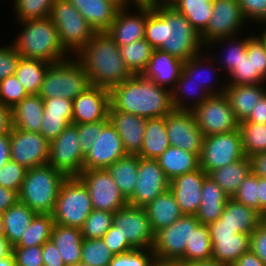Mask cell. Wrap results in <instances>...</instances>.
Returning <instances> with one entry per match:
<instances>
[{
    "mask_svg": "<svg viewBox=\"0 0 266 266\" xmlns=\"http://www.w3.org/2000/svg\"><path fill=\"white\" fill-rule=\"evenodd\" d=\"M165 125L170 146L192 152L200 157L204 136L196 124L192 111L174 109L165 116Z\"/></svg>",
    "mask_w": 266,
    "mask_h": 266,
    "instance_id": "obj_18",
    "label": "cell"
},
{
    "mask_svg": "<svg viewBox=\"0 0 266 266\" xmlns=\"http://www.w3.org/2000/svg\"><path fill=\"white\" fill-rule=\"evenodd\" d=\"M18 23L22 24V31L11 44L21 57L52 64L71 56L61 44L57 28L50 17Z\"/></svg>",
    "mask_w": 266,
    "mask_h": 266,
    "instance_id": "obj_4",
    "label": "cell"
},
{
    "mask_svg": "<svg viewBox=\"0 0 266 266\" xmlns=\"http://www.w3.org/2000/svg\"><path fill=\"white\" fill-rule=\"evenodd\" d=\"M262 220L263 215L260 212L230 198L220 218L209 225H228L237 233L251 235Z\"/></svg>",
    "mask_w": 266,
    "mask_h": 266,
    "instance_id": "obj_25",
    "label": "cell"
},
{
    "mask_svg": "<svg viewBox=\"0 0 266 266\" xmlns=\"http://www.w3.org/2000/svg\"><path fill=\"white\" fill-rule=\"evenodd\" d=\"M169 146L165 117L147 118L143 144L138 156L145 159H157Z\"/></svg>",
    "mask_w": 266,
    "mask_h": 266,
    "instance_id": "obj_33",
    "label": "cell"
},
{
    "mask_svg": "<svg viewBox=\"0 0 266 266\" xmlns=\"http://www.w3.org/2000/svg\"><path fill=\"white\" fill-rule=\"evenodd\" d=\"M71 124L72 118L43 117L40 134L50 143Z\"/></svg>",
    "mask_w": 266,
    "mask_h": 266,
    "instance_id": "obj_61",
    "label": "cell"
},
{
    "mask_svg": "<svg viewBox=\"0 0 266 266\" xmlns=\"http://www.w3.org/2000/svg\"><path fill=\"white\" fill-rule=\"evenodd\" d=\"M236 37H240V36H235V37H227V38H219V39H215L211 42H209L208 44H206L205 47V50H211V49H215L214 48V45H217V44H223V45H227L228 48L227 50L228 51H224L226 53H223L224 57L222 56V59L219 61V64H220V67L218 65L217 68H215L216 70L221 69V66H222V70L223 72L227 71V74H229L234 67H236V65L239 64V62L241 61V58H242V53L246 52L247 51V38H243V40L240 38V39H237ZM234 39V40H233ZM225 42V44L223 43ZM229 42V43H228ZM213 45V46H211ZM213 47V48H211ZM211 48V49H210ZM226 54V55H225Z\"/></svg>",
    "mask_w": 266,
    "mask_h": 266,
    "instance_id": "obj_46",
    "label": "cell"
},
{
    "mask_svg": "<svg viewBox=\"0 0 266 266\" xmlns=\"http://www.w3.org/2000/svg\"><path fill=\"white\" fill-rule=\"evenodd\" d=\"M78 178L88 189L93 209L115 213L128 204L107 169L83 170Z\"/></svg>",
    "mask_w": 266,
    "mask_h": 266,
    "instance_id": "obj_12",
    "label": "cell"
},
{
    "mask_svg": "<svg viewBox=\"0 0 266 266\" xmlns=\"http://www.w3.org/2000/svg\"><path fill=\"white\" fill-rule=\"evenodd\" d=\"M0 236H5L4 222L1 213H0Z\"/></svg>",
    "mask_w": 266,
    "mask_h": 266,
    "instance_id": "obj_79",
    "label": "cell"
},
{
    "mask_svg": "<svg viewBox=\"0 0 266 266\" xmlns=\"http://www.w3.org/2000/svg\"><path fill=\"white\" fill-rule=\"evenodd\" d=\"M246 157L266 152V124L239 122Z\"/></svg>",
    "mask_w": 266,
    "mask_h": 266,
    "instance_id": "obj_45",
    "label": "cell"
},
{
    "mask_svg": "<svg viewBox=\"0 0 266 266\" xmlns=\"http://www.w3.org/2000/svg\"><path fill=\"white\" fill-rule=\"evenodd\" d=\"M172 6L200 35L206 30L212 16L213 0H177Z\"/></svg>",
    "mask_w": 266,
    "mask_h": 266,
    "instance_id": "obj_41",
    "label": "cell"
},
{
    "mask_svg": "<svg viewBox=\"0 0 266 266\" xmlns=\"http://www.w3.org/2000/svg\"><path fill=\"white\" fill-rule=\"evenodd\" d=\"M153 50L151 44L145 39L119 46L122 60L133 75H141L145 71Z\"/></svg>",
    "mask_w": 266,
    "mask_h": 266,
    "instance_id": "obj_42",
    "label": "cell"
},
{
    "mask_svg": "<svg viewBox=\"0 0 266 266\" xmlns=\"http://www.w3.org/2000/svg\"><path fill=\"white\" fill-rule=\"evenodd\" d=\"M108 110L143 118L165 117L174 110L171 90L141 75H133L110 90Z\"/></svg>",
    "mask_w": 266,
    "mask_h": 266,
    "instance_id": "obj_2",
    "label": "cell"
},
{
    "mask_svg": "<svg viewBox=\"0 0 266 266\" xmlns=\"http://www.w3.org/2000/svg\"><path fill=\"white\" fill-rule=\"evenodd\" d=\"M108 119L120 135L127 155H138L143 144L146 118L119 110H108Z\"/></svg>",
    "mask_w": 266,
    "mask_h": 266,
    "instance_id": "obj_23",
    "label": "cell"
},
{
    "mask_svg": "<svg viewBox=\"0 0 266 266\" xmlns=\"http://www.w3.org/2000/svg\"><path fill=\"white\" fill-rule=\"evenodd\" d=\"M212 257L232 266L244 253L250 251L251 235L237 233L233 237L211 239Z\"/></svg>",
    "mask_w": 266,
    "mask_h": 266,
    "instance_id": "obj_37",
    "label": "cell"
},
{
    "mask_svg": "<svg viewBox=\"0 0 266 266\" xmlns=\"http://www.w3.org/2000/svg\"><path fill=\"white\" fill-rule=\"evenodd\" d=\"M56 0H14L15 15L18 22L41 19L50 16Z\"/></svg>",
    "mask_w": 266,
    "mask_h": 266,
    "instance_id": "obj_50",
    "label": "cell"
},
{
    "mask_svg": "<svg viewBox=\"0 0 266 266\" xmlns=\"http://www.w3.org/2000/svg\"><path fill=\"white\" fill-rule=\"evenodd\" d=\"M95 32L106 31L121 6L114 0H69Z\"/></svg>",
    "mask_w": 266,
    "mask_h": 266,
    "instance_id": "obj_26",
    "label": "cell"
},
{
    "mask_svg": "<svg viewBox=\"0 0 266 266\" xmlns=\"http://www.w3.org/2000/svg\"><path fill=\"white\" fill-rule=\"evenodd\" d=\"M12 127V109L0 101V136L10 134Z\"/></svg>",
    "mask_w": 266,
    "mask_h": 266,
    "instance_id": "obj_67",
    "label": "cell"
},
{
    "mask_svg": "<svg viewBox=\"0 0 266 266\" xmlns=\"http://www.w3.org/2000/svg\"><path fill=\"white\" fill-rule=\"evenodd\" d=\"M106 169L112 176L120 192L128 199L135 190L138 172V155H127L118 159Z\"/></svg>",
    "mask_w": 266,
    "mask_h": 266,
    "instance_id": "obj_39",
    "label": "cell"
},
{
    "mask_svg": "<svg viewBox=\"0 0 266 266\" xmlns=\"http://www.w3.org/2000/svg\"><path fill=\"white\" fill-rule=\"evenodd\" d=\"M36 214L20 201L2 213L5 237L12 247L20 241Z\"/></svg>",
    "mask_w": 266,
    "mask_h": 266,
    "instance_id": "obj_36",
    "label": "cell"
},
{
    "mask_svg": "<svg viewBox=\"0 0 266 266\" xmlns=\"http://www.w3.org/2000/svg\"><path fill=\"white\" fill-rule=\"evenodd\" d=\"M259 34L247 37V53H253L254 71L266 82V38Z\"/></svg>",
    "mask_w": 266,
    "mask_h": 266,
    "instance_id": "obj_53",
    "label": "cell"
},
{
    "mask_svg": "<svg viewBox=\"0 0 266 266\" xmlns=\"http://www.w3.org/2000/svg\"><path fill=\"white\" fill-rule=\"evenodd\" d=\"M212 257V243L208 225L200 224L192 231L190 242L185 247V254L178 262H197Z\"/></svg>",
    "mask_w": 266,
    "mask_h": 266,
    "instance_id": "obj_44",
    "label": "cell"
},
{
    "mask_svg": "<svg viewBox=\"0 0 266 266\" xmlns=\"http://www.w3.org/2000/svg\"><path fill=\"white\" fill-rule=\"evenodd\" d=\"M184 61L159 49L153 50L142 75L158 86L172 90L182 74Z\"/></svg>",
    "mask_w": 266,
    "mask_h": 266,
    "instance_id": "obj_24",
    "label": "cell"
},
{
    "mask_svg": "<svg viewBox=\"0 0 266 266\" xmlns=\"http://www.w3.org/2000/svg\"><path fill=\"white\" fill-rule=\"evenodd\" d=\"M154 233L170 226L184 214L177 204L173 193L168 189L158 195L151 203L144 207Z\"/></svg>",
    "mask_w": 266,
    "mask_h": 266,
    "instance_id": "obj_31",
    "label": "cell"
},
{
    "mask_svg": "<svg viewBox=\"0 0 266 266\" xmlns=\"http://www.w3.org/2000/svg\"><path fill=\"white\" fill-rule=\"evenodd\" d=\"M109 120H101L94 123H85L75 125L80 141L81 153L85 156L90 150L92 144L96 141L98 133H101L102 127Z\"/></svg>",
    "mask_w": 266,
    "mask_h": 266,
    "instance_id": "obj_56",
    "label": "cell"
},
{
    "mask_svg": "<svg viewBox=\"0 0 266 266\" xmlns=\"http://www.w3.org/2000/svg\"><path fill=\"white\" fill-rule=\"evenodd\" d=\"M50 63L38 59L20 58L15 76L28 95L38 94Z\"/></svg>",
    "mask_w": 266,
    "mask_h": 266,
    "instance_id": "obj_40",
    "label": "cell"
},
{
    "mask_svg": "<svg viewBox=\"0 0 266 266\" xmlns=\"http://www.w3.org/2000/svg\"><path fill=\"white\" fill-rule=\"evenodd\" d=\"M113 212L93 209L81 229L83 239H100L113 224Z\"/></svg>",
    "mask_w": 266,
    "mask_h": 266,
    "instance_id": "obj_49",
    "label": "cell"
},
{
    "mask_svg": "<svg viewBox=\"0 0 266 266\" xmlns=\"http://www.w3.org/2000/svg\"><path fill=\"white\" fill-rule=\"evenodd\" d=\"M92 210L85 184L78 177H67L60 186L52 212L55 224L81 228Z\"/></svg>",
    "mask_w": 266,
    "mask_h": 266,
    "instance_id": "obj_7",
    "label": "cell"
},
{
    "mask_svg": "<svg viewBox=\"0 0 266 266\" xmlns=\"http://www.w3.org/2000/svg\"><path fill=\"white\" fill-rule=\"evenodd\" d=\"M12 252V246L5 236H0V258L8 256Z\"/></svg>",
    "mask_w": 266,
    "mask_h": 266,
    "instance_id": "obj_75",
    "label": "cell"
},
{
    "mask_svg": "<svg viewBox=\"0 0 266 266\" xmlns=\"http://www.w3.org/2000/svg\"><path fill=\"white\" fill-rule=\"evenodd\" d=\"M49 17L57 28L61 44L72 56L77 55L95 33L69 0H56Z\"/></svg>",
    "mask_w": 266,
    "mask_h": 266,
    "instance_id": "obj_8",
    "label": "cell"
},
{
    "mask_svg": "<svg viewBox=\"0 0 266 266\" xmlns=\"http://www.w3.org/2000/svg\"><path fill=\"white\" fill-rule=\"evenodd\" d=\"M208 174L201 168L169 181V190L184 215H196L202 199V185Z\"/></svg>",
    "mask_w": 266,
    "mask_h": 266,
    "instance_id": "obj_22",
    "label": "cell"
},
{
    "mask_svg": "<svg viewBox=\"0 0 266 266\" xmlns=\"http://www.w3.org/2000/svg\"><path fill=\"white\" fill-rule=\"evenodd\" d=\"M16 266H43L42 246L12 248Z\"/></svg>",
    "mask_w": 266,
    "mask_h": 266,
    "instance_id": "obj_59",
    "label": "cell"
},
{
    "mask_svg": "<svg viewBox=\"0 0 266 266\" xmlns=\"http://www.w3.org/2000/svg\"><path fill=\"white\" fill-rule=\"evenodd\" d=\"M144 39L154 50L167 52L183 61L205 52L200 33L173 6H148Z\"/></svg>",
    "mask_w": 266,
    "mask_h": 266,
    "instance_id": "obj_1",
    "label": "cell"
},
{
    "mask_svg": "<svg viewBox=\"0 0 266 266\" xmlns=\"http://www.w3.org/2000/svg\"><path fill=\"white\" fill-rule=\"evenodd\" d=\"M177 0H141L139 3L151 7L172 6Z\"/></svg>",
    "mask_w": 266,
    "mask_h": 266,
    "instance_id": "obj_74",
    "label": "cell"
},
{
    "mask_svg": "<svg viewBox=\"0 0 266 266\" xmlns=\"http://www.w3.org/2000/svg\"><path fill=\"white\" fill-rule=\"evenodd\" d=\"M229 199L220 186L207 175L202 185V199L196 218L204 225L217 221Z\"/></svg>",
    "mask_w": 266,
    "mask_h": 266,
    "instance_id": "obj_28",
    "label": "cell"
},
{
    "mask_svg": "<svg viewBox=\"0 0 266 266\" xmlns=\"http://www.w3.org/2000/svg\"><path fill=\"white\" fill-rule=\"evenodd\" d=\"M18 201V193L0 186V213H4Z\"/></svg>",
    "mask_w": 266,
    "mask_h": 266,
    "instance_id": "obj_66",
    "label": "cell"
},
{
    "mask_svg": "<svg viewBox=\"0 0 266 266\" xmlns=\"http://www.w3.org/2000/svg\"><path fill=\"white\" fill-rule=\"evenodd\" d=\"M109 106L110 90L91 85L72 100V124L109 120Z\"/></svg>",
    "mask_w": 266,
    "mask_h": 266,
    "instance_id": "obj_21",
    "label": "cell"
},
{
    "mask_svg": "<svg viewBox=\"0 0 266 266\" xmlns=\"http://www.w3.org/2000/svg\"><path fill=\"white\" fill-rule=\"evenodd\" d=\"M155 258L152 249H133L115 255L109 266H149Z\"/></svg>",
    "mask_w": 266,
    "mask_h": 266,
    "instance_id": "obj_54",
    "label": "cell"
},
{
    "mask_svg": "<svg viewBox=\"0 0 266 266\" xmlns=\"http://www.w3.org/2000/svg\"><path fill=\"white\" fill-rule=\"evenodd\" d=\"M232 266H266L251 250L241 255Z\"/></svg>",
    "mask_w": 266,
    "mask_h": 266,
    "instance_id": "obj_70",
    "label": "cell"
},
{
    "mask_svg": "<svg viewBox=\"0 0 266 266\" xmlns=\"http://www.w3.org/2000/svg\"><path fill=\"white\" fill-rule=\"evenodd\" d=\"M242 13L247 20L255 24L266 25V0H238ZM260 23V24H259ZM264 24V25H263Z\"/></svg>",
    "mask_w": 266,
    "mask_h": 266,
    "instance_id": "obj_58",
    "label": "cell"
},
{
    "mask_svg": "<svg viewBox=\"0 0 266 266\" xmlns=\"http://www.w3.org/2000/svg\"><path fill=\"white\" fill-rule=\"evenodd\" d=\"M50 143L38 132H28L11 128V160L27 170L48 164Z\"/></svg>",
    "mask_w": 266,
    "mask_h": 266,
    "instance_id": "obj_16",
    "label": "cell"
},
{
    "mask_svg": "<svg viewBox=\"0 0 266 266\" xmlns=\"http://www.w3.org/2000/svg\"><path fill=\"white\" fill-rule=\"evenodd\" d=\"M246 22L238 0H213L212 16L201 40L206 46L215 39L235 37Z\"/></svg>",
    "mask_w": 266,
    "mask_h": 266,
    "instance_id": "obj_15",
    "label": "cell"
},
{
    "mask_svg": "<svg viewBox=\"0 0 266 266\" xmlns=\"http://www.w3.org/2000/svg\"><path fill=\"white\" fill-rule=\"evenodd\" d=\"M196 124L203 136L233 132L239 129V121L230 107L227 97L210 95L201 105L192 110Z\"/></svg>",
    "mask_w": 266,
    "mask_h": 266,
    "instance_id": "obj_11",
    "label": "cell"
},
{
    "mask_svg": "<svg viewBox=\"0 0 266 266\" xmlns=\"http://www.w3.org/2000/svg\"><path fill=\"white\" fill-rule=\"evenodd\" d=\"M259 212L266 213V177H259Z\"/></svg>",
    "mask_w": 266,
    "mask_h": 266,
    "instance_id": "obj_72",
    "label": "cell"
},
{
    "mask_svg": "<svg viewBox=\"0 0 266 266\" xmlns=\"http://www.w3.org/2000/svg\"><path fill=\"white\" fill-rule=\"evenodd\" d=\"M133 4L138 13H131L129 10L130 5L121 7L117 11L115 20L106 30V33L118 46L128 45L129 43L145 38L148 5H143L142 3Z\"/></svg>",
    "mask_w": 266,
    "mask_h": 266,
    "instance_id": "obj_20",
    "label": "cell"
},
{
    "mask_svg": "<svg viewBox=\"0 0 266 266\" xmlns=\"http://www.w3.org/2000/svg\"><path fill=\"white\" fill-rule=\"evenodd\" d=\"M230 76V77H229ZM230 80L226 86L253 85L265 83V81L254 71L253 53H242L241 61L228 74Z\"/></svg>",
    "mask_w": 266,
    "mask_h": 266,
    "instance_id": "obj_48",
    "label": "cell"
},
{
    "mask_svg": "<svg viewBox=\"0 0 266 266\" xmlns=\"http://www.w3.org/2000/svg\"><path fill=\"white\" fill-rule=\"evenodd\" d=\"M171 96L172 104L175 110L192 111L195 107L201 105L210 95L204 88H202L201 85L190 81V78L186 77L182 73L177 80L175 87L171 90ZM189 99H191L192 102Z\"/></svg>",
    "mask_w": 266,
    "mask_h": 266,
    "instance_id": "obj_38",
    "label": "cell"
},
{
    "mask_svg": "<svg viewBox=\"0 0 266 266\" xmlns=\"http://www.w3.org/2000/svg\"><path fill=\"white\" fill-rule=\"evenodd\" d=\"M51 240L59 250L65 266L80 263L83 243L80 228L54 224Z\"/></svg>",
    "mask_w": 266,
    "mask_h": 266,
    "instance_id": "obj_29",
    "label": "cell"
},
{
    "mask_svg": "<svg viewBox=\"0 0 266 266\" xmlns=\"http://www.w3.org/2000/svg\"><path fill=\"white\" fill-rule=\"evenodd\" d=\"M122 140L115 127L108 121L98 133L96 141L84 156L83 170L106 169L118 159L126 157Z\"/></svg>",
    "mask_w": 266,
    "mask_h": 266,
    "instance_id": "obj_19",
    "label": "cell"
},
{
    "mask_svg": "<svg viewBox=\"0 0 266 266\" xmlns=\"http://www.w3.org/2000/svg\"><path fill=\"white\" fill-rule=\"evenodd\" d=\"M266 27V26H265ZM261 34L266 38V28L263 31H260Z\"/></svg>",
    "mask_w": 266,
    "mask_h": 266,
    "instance_id": "obj_80",
    "label": "cell"
},
{
    "mask_svg": "<svg viewBox=\"0 0 266 266\" xmlns=\"http://www.w3.org/2000/svg\"><path fill=\"white\" fill-rule=\"evenodd\" d=\"M149 266H176V263L155 258Z\"/></svg>",
    "mask_w": 266,
    "mask_h": 266,
    "instance_id": "obj_77",
    "label": "cell"
},
{
    "mask_svg": "<svg viewBox=\"0 0 266 266\" xmlns=\"http://www.w3.org/2000/svg\"><path fill=\"white\" fill-rule=\"evenodd\" d=\"M114 1H116L121 7L131 5L132 8L133 5V3L130 0H114Z\"/></svg>",
    "mask_w": 266,
    "mask_h": 266,
    "instance_id": "obj_78",
    "label": "cell"
},
{
    "mask_svg": "<svg viewBox=\"0 0 266 266\" xmlns=\"http://www.w3.org/2000/svg\"><path fill=\"white\" fill-rule=\"evenodd\" d=\"M83 159L77 127L74 124L66 127L50 142L48 164L66 177H78L82 173Z\"/></svg>",
    "mask_w": 266,
    "mask_h": 266,
    "instance_id": "obj_13",
    "label": "cell"
},
{
    "mask_svg": "<svg viewBox=\"0 0 266 266\" xmlns=\"http://www.w3.org/2000/svg\"><path fill=\"white\" fill-rule=\"evenodd\" d=\"M232 198L259 212V176L251 171Z\"/></svg>",
    "mask_w": 266,
    "mask_h": 266,
    "instance_id": "obj_51",
    "label": "cell"
},
{
    "mask_svg": "<svg viewBox=\"0 0 266 266\" xmlns=\"http://www.w3.org/2000/svg\"><path fill=\"white\" fill-rule=\"evenodd\" d=\"M91 86L85 68L76 56L50 64L38 95L48 98H66L74 100Z\"/></svg>",
    "mask_w": 266,
    "mask_h": 266,
    "instance_id": "obj_6",
    "label": "cell"
},
{
    "mask_svg": "<svg viewBox=\"0 0 266 266\" xmlns=\"http://www.w3.org/2000/svg\"><path fill=\"white\" fill-rule=\"evenodd\" d=\"M196 216L183 215L170 226L155 233L152 251L160 260L177 263L185 254V247L192 237V231L200 225Z\"/></svg>",
    "mask_w": 266,
    "mask_h": 266,
    "instance_id": "obj_10",
    "label": "cell"
},
{
    "mask_svg": "<svg viewBox=\"0 0 266 266\" xmlns=\"http://www.w3.org/2000/svg\"><path fill=\"white\" fill-rule=\"evenodd\" d=\"M0 266H16L14 254L11 252L8 256L0 258Z\"/></svg>",
    "mask_w": 266,
    "mask_h": 266,
    "instance_id": "obj_76",
    "label": "cell"
},
{
    "mask_svg": "<svg viewBox=\"0 0 266 266\" xmlns=\"http://www.w3.org/2000/svg\"><path fill=\"white\" fill-rule=\"evenodd\" d=\"M10 157V134L0 136V168L4 166Z\"/></svg>",
    "mask_w": 266,
    "mask_h": 266,
    "instance_id": "obj_71",
    "label": "cell"
},
{
    "mask_svg": "<svg viewBox=\"0 0 266 266\" xmlns=\"http://www.w3.org/2000/svg\"><path fill=\"white\" fill-rule=\"evenodd\" d=\"M251 171L250 158L245 157L211 171L208 176L220 186L228 197L232 198L237 192L242 181Z\"/></svg>",
    "mask_w": 266,
    "mask_h": 266,
    "instance_id": "obj_35",
    "label": "cell"
},
{
    "mask_svg": "<svg viewBox=\"0 0 266 266\" xmlns=\"http://www.w3.org/2000/svg\"><path fill=\"white\" fill-rule=\"evenodd\" d=\"M265 83L253 85L226 86L224 95L227 97L230 107L236 119L245 120L255 108L257 102L266 94Z\"/></svg>",
    "mask_w": 266,
    "mask_h": 266,
    "instance_id": "obj_27",
    "label": "cell"
},
{
    "mask_svg": "<svg viewBox=\"0 0 266 266\" xmlns=\"http://www.w3.org/2000/svg\"><path fill=\"white\" fill-rule=\"evenodd\" d=\"M67 177L45 164L26 170L18 201L39 214H52L61 184Z\"/></svg>",
    "mask_w": 266,
    "mask_h": 266,
    "instance_id": "obj_5",
    "label": "cell"
},
{
    "mask_svg": "<svg viewBox=\"0 0 266 266\" xmlns=\"http://www.w3.org/2000/svg\"><path fill=\"white\" fill-rule=\"evenodd\" d=\"M250 250L266 265V222L264 220L251 234Z\"/></svg>",
    "mask_w": 266,
    "mask_h": 266,
    "instance_id": "obj_63",
    "label": "cell"
},
{
    "mask_svg": "<svg viewBox=\"0 0 266 266\" xmlns=\"http://www.w3.org/2000/svg\"><path fill=\"white\" fill-rule=\"evenodd\" d=\"M27 95V92L15 75L8 76L0 82V101L11 109Z\"/></svg>",
    "mask_w": 266,
    "mask_h": 266,
    "instance_id": "obj_52",
    "label": "cell"
},
{
    "mask_svg": "<svg viewBox=\"0 0 266 266\" xmlns=\"http://www.w3.org/2000/svg\"><path fill=\"white\" fill-rule=\"evenodd\" d=\"M115 255L100 239H83L80 263L88 266H109Z\"/></svg>",
    "mask_w": 266,
    "mask_h": 266,
    "instance_id": "obj_47",
    "label": "cell"
},
{
    "mask_svg": "<svg viewBox=\"0 0 266 266\" xmlns=\"http://www.w3.org/2000/svg\"><path fill=\"white\" fill-rule=\"evenodd\" d=\"M43 248V266H65L60 256L59 250L50 239L42 246Z\"/></svg>",
    "mask_w": 266,
    "mask_h": 266,
    "instance_id": "obj_64",
    "label": "cell"
},
{
    "mask_svg": "<svg viewBox=\"0 0 266 266\" xmlns=\"http://www.w3.org/2000/svg\"><path fill=\"white\" fill-rule=\"evenodd\" d=\"M44 101L38 94L27 95L12 108V126L19 130L40 133Z\"/></svg>",
    "mask_w": 266,
    "mask_h": 266,
    "instance_id": "obj_30",
    "label": "cell"
},
{
    "mask_svg": "<svg viewBox=\"0 0 266 266\" xmlns=\"http://www.w3.org/2000/svg\"><path fill=\"white\" fill-rule=\"evenodd\" d=\"M251 170L259 177H266V152L250 157Z\"/></svg>",
    "mask_w": 266,
    "mask_h": 266,
    "instance_id": "obj_68",
    "label": "cell"
},
{
    "mask_svg": "<svg viewBox=\"0 0 266 266\" xmlns=\"http://www.w3.org/2000/svg\"><path fill=\"white\" fill-rule=\"evenodd\" d=\"M176 266H227L216 259L210 258L197 262H177Z\"/></svg>",
    "mask_w": 266,
    "mask_h": 266,
    "instance_id": "obj_73",
    "label": "cell"
},
{
    "mask_svg": "<svg viewBox=\"0 0 266 266\" xmlns=\"http://www.w3.org/2000/svg\"><path fill=\"white\" fill-rule=\"evenodd\" d=\"M43 101V117L72 118V100L54 97Z\"/></svg>",
    "mask_w": 266,
    "mask_h": 266,
    "instance_id": "obj_60",
    "label": "cell"
},
{
    "mask_svg": "<svg viewBox=\"0 0 266 266\" xmlns=\"http://www.w3.org/2000/svg\"><path fill=\"white\" fill-rule=\"evenodd\" d=\"M21 55L12 44L0 47V82L15 75Z\"/></svg>",
    "mask_w": 266,
    "mask_h": 266,
    "instance_id": "obj_57",
    "label": "cell"
},
{
    "mask_svg": "<svg viewBox=\"0 0 266 266\" xmlns=\"http://www.w3.org/2000/svg\"><path fill=\"white\" fill-rule=\"evenodd\" d=\"M157 161L169 181L200 168L197 154L173 146H169Z\"/></svg>",
    "mask_w": 266,
    "mask_h": 266,
    "instance_id": "obj_32",
    "label": "cell"
},
{
    "mask_svg": "<svg viewBox=\"0 0 266 266\" xmlns=\"http://www.w3.org/2000/svg\"><path fill=\"white\" fill-rule=\"evenodd\" d=\"M103 242L114 255L122 254L133 250L134 248L123 238L114 224L102 237Z\"/></svg>",
    "mask_w": 266,
    "mask_h": 266,
    "instance_id": "obj_62",
    "label": "cell"
},
{
    "mask_svg": "<svg viewBox=\"0 0 266 266\" xmlns=\"http://www.w3.org/2000/svg\"><path fill=\"white\" fill-rule=\"evenodd\" d=\"M54 224L52 214L37 213L28 230L25 231L20 241L12 248L43 246L45 242L51 239Z\"/></svg>",
    "mask_w": 266,
    "mask_h": 266,
    "instance_id": "obj_43",
    "label": "cell"
},
{
    "mask_svg": "<svg viewBox=\"0 0 266 266\" xmlns=\"http://www.w3.org/2000/svg\"><path fill=\"white\" fill-rule=\"evenodd\" d=\"M241 122H254L257 124H266V94L257 102L250 115Z\"/></svg>",
    "mask_w": 266,
    "mask_h": 266,
    "instance_id": "obj_65",
    "label": "cell"
},
{
    "mask_svg": "<svg viewBox=\"0 0 266 266\" xmlns=\"http://www.w3.org/2000/svg\"><path fill=\"white\" fill-rule=\"evenodd\" d=\"M245 157L239 129L233 132L205 136L199 157L200 168L209 174L215 169Z\"/></svg>",
    "mask_w": 266,
    "mask_h": 266,
    "instance_id": "obj_9",
    "label": "cell"
},
{
    "mask_svg": "<svg viewBox=\"0 0 266 266\" xmlns=\"http://www.w3.org/2000/svg\"><path fill=\"white\" fill-rule=\"evenodd\" d=\"M113 224L134 249L153 248L155 233L145 208L127 204L114 213Z\"/></svg>",
    "mask_w": 266,
    "mask_h": 266,
    "instance_id": "obj_14",
    "label": "cell"
},
{
    "mask_svg": "<svg viewBox=\"0 0 266 266\" xmlns=\"http://www.w3.org/2000/svg\"><path fill=\"white\" fill-rule=\"evenodd\" d=\"M75 56L84 66L91 85L111 90L133 76L122 60L119 46L106 31L95 32Z\"/></svg>",
    "mask_w": 266,
    "mask_h": 266,
    "instance_id": "obj_3",
    "label": "cell"
},
{
    "mask_svg": "<svg viewBox=\"0 0 266 266\" xmlns=\"http://www.w3.org/2000/svg\"><path fill=\"white\" fill-rule=\"evenodd\" d=\"M26 168L9 160L0 168V186L12 189L17 193L20 191L26 174Z\"/></svg>",
    "mask_w": 266,
    "mask_h": 266,
    "instance_id": "obj_55",
    "label": "cell"
},
{
    "mask_svg": "<svg viewBox=\"0 0 266 266\" xmlns=\"http://www.w3.org/2000/svg\"><path fill=\"white\" fill-rule=\"evenodd\" d=\"M168 189L169 180L157 159H145L138 156L137 181L133 194L127 199L128 204L144 208Z\"/></svg>",
    "mask_w": 266,
    "mask_h": 266,
    "instance_id": "obj_17",
    "label": "cell"
},
{
    "mask_svg": "<svg viewBox=\"0 0 266 266\" xmlns=\"http://www.w3.org/2000/svg\"><path fill=\"white\" fill-rule=\"evenodd\" d=\"M211 239L233 237L237 232L228 225H208Z\"/></svg>",
    "mask_w": 266,
    "mask_h": 266,
    "instance_id": "obj_69",
    "label": "cell"
},
{
    "mask_svg": "<svg viewBox=\"0 0 266 266\" xmlns=\"http://www.w3.org/2000/svg\"><path fill=\"white\" fill-rule=\"evenodd\" d=\"M207 52H209V51H206L205 53H200V54H198V55H196V56H194V57H192V58H189L187 61H184V65H183V71H182V73L186 76V77H188V78H190V81H193V82H195V83H197V84H199V85H201L202 86V88H204L206 91H207V93L209 94V95H222V94H224V92H225V88H226V80H224V84L222 85V83L221 84H219L220 85V87L218 88V87H214V86H217L218 84H211V82H212V80H215V79H212V78H210L209 79V77H212L211 75L214 73V74H216L215 73V71H214V65L216 64V63H214V59H213V57L211 58L212 60L210 61V56L208 57V55L209 54H207ZM202 54V55H201ZM205 54V55H204ZM204 55V56H203ZM206 56H207V58H206ZM207 62V63H206ZM211 62V63H210ZM214 64H213V63ZM206 63V64H205ZM213 66H211L210 64ZM208 66V67H207ZM210 66V67H209ZM211 68L213 69V70H211ZM207 70V71H206ZM209 70V71H208ZM210 70L212 71V72H210ZM205 72V73H204ZM206 72H207V74H206ZM202 73H203V75H205V78H204V76L202 75ZM200 76H199V75ZM211 74V75H210ZM203 76V77H202ZM198 78H202L201 80L200 79H198ZM204 78V79H203ZM206 79V80H205ZM203 80V81H202ZM209 80V81H208ZM221 85H222V87H221Z\"/></svg>",
    "mask_w": 266,
    "mask_h": 266,
    "instance_id": "obj_34",
    "label": "cell"
}]
</instances>
